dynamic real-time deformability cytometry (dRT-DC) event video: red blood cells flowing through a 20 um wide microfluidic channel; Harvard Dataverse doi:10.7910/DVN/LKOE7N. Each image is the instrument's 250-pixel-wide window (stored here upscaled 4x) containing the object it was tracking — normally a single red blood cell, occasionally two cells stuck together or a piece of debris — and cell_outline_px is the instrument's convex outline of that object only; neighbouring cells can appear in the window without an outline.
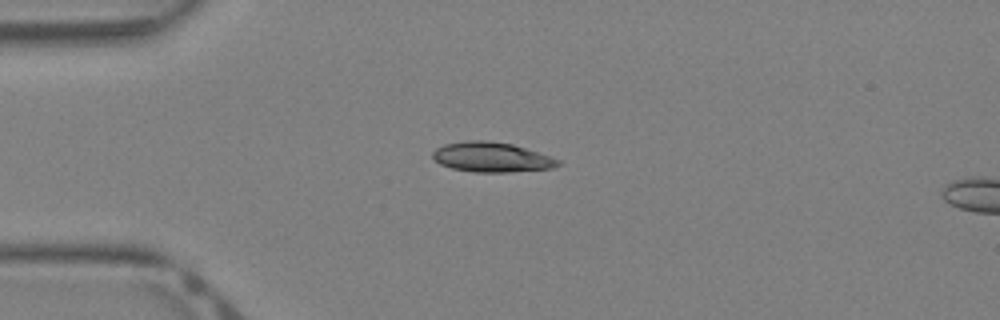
{"species": "Egyptian fruit bat (a non-hibernating species)", "species_latin": "Rousettus aegyptiacus", "temperature_condition": "warm", "stored_images_in_passage": 31, "camera_frame_rate_fps": 3000, "um_per_image_px": 0.085, "animal": {"sex": "female"}, "frame": {"image": 1, "passage_image": 1, "time_ms": 0.0, "image_size_px": [1000, 320], "cell_outline_px": [[560, 164], [552, 168], [508, 172], [476, 172], [452, 168], [440, 164], [432, 156], [432, 152], [436, 148], [444, 144], [468, 140], [488, 140], [512, 144], [560, 160]], "centroid_in_image_um": [41.75, 13.35], "position_along_channel_um": 43.3, "area_um2": 21.56}}
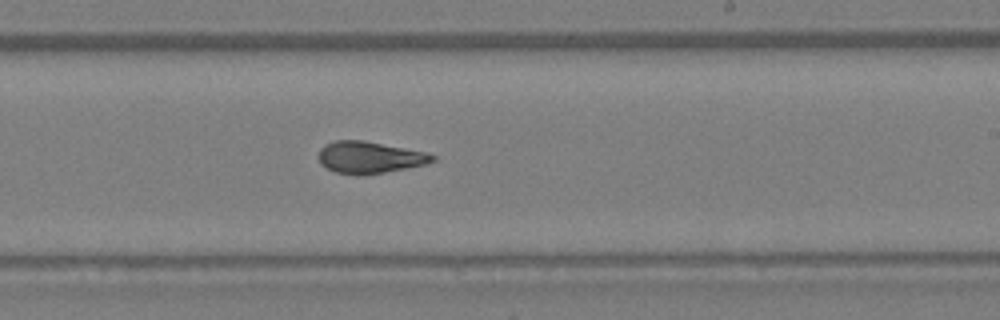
{"frame": {"image": 2, "passage_image": 15, "time_ms": 4.667, "image_size_px": [1000, 320], "cell_outline_px": [[436, 160], [424, 164], [384, 172], [336, 172], [320, 164], [320, 148], [324, 144], [336, 140], [364, 140], [428, 152], [436, 156]], "centroid_in_image_um": [31.45, 13.32], "position_along_channel_um": 257.6, "area_um2": 20.4}}
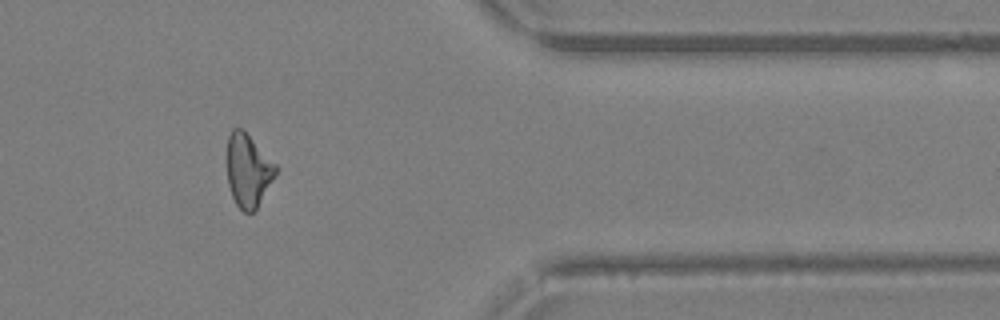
{"frame": {"image": 3, "passage_image": 24, "time_ms": 7.667, "image_size_px": [1000, 320], "cell_outline_px": [[280, 168], [276, 176], [256, 208], [252, 212], [244, 212], [236, 204], [232, 196], [228, 184], [228, 136], [232, 128], [240, 128]], "centroid_in_image_um": [21.11, 14.51], "position_along_channel_um": 390.3, "area_um2": 20.35}}